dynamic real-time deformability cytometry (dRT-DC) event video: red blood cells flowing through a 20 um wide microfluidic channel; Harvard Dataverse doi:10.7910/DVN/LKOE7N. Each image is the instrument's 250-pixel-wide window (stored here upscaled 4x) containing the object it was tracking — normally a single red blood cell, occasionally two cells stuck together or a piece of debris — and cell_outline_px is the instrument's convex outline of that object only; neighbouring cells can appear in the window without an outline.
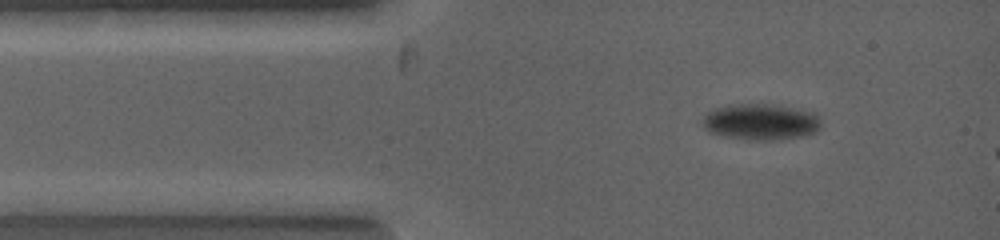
{"species": "common noctule bat (a hibernating species)", "species_latin": "Nyctalus noctula", "temperature_condition": "warm", "stored_images_in_passage": 4, "camera_frame_rate_fps": 5000, "um_per_image_px": 0.085, "animal": {"sex": "female", "body_mass_g": 19.0, "forearm_length_mm": 53.3}, "frame": {"image": 1, "passage_image": 2, "time_ms": 0.8, "image_size_px": [1000, 240], "cell_outline_px": [[820, 128], [816, 132], [804, 136], [776, 140], [752, 140], [724, 136], [708, 132], [704, 128], [700, 120], [708, 112], [716, 108], [728, 104], [772, 104], [812, 112], [820, 120]], "centroid_in_image_um": [64.62, 10.37], "position_along_channel_um": 20.4, "area_um2": 25.09}}